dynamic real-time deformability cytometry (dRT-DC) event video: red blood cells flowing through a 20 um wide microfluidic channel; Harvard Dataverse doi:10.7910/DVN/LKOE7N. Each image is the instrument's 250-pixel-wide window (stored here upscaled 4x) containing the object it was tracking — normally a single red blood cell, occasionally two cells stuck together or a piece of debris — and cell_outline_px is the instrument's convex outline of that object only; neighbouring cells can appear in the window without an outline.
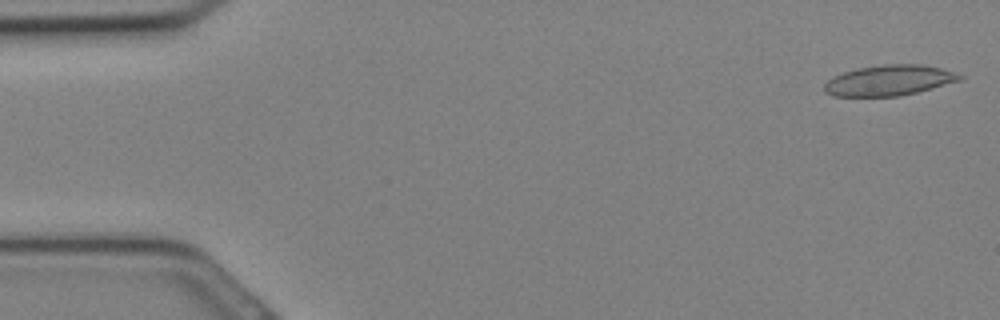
{"species": "Egyptian fruit bat (a non-hibernating species)", "species_latin": "Rousettus aegyptiacus", "temperature_condition": "cold", "stored_images_in_passage": 11, "camera_frame_rate_fps": 3000, "um_per_image_px": 0.085, "animal": {"sex": "female"}, "frame": {"image": 1, "passage_image": 1, "time_ms": 0.0, "image_size_px": [1000, 320], "cell_outline_px": [[964, 80], [900, 96], [832, 96], [824, 92], [824, 84], [832, 76], [856, 68], [884, 64], [924, 64], [940, 68], [964, 76]], "centroid_in_image_um": [75.57, 6.83], "position_along_channel_um": 9.4, "area_um2": 24.22}}
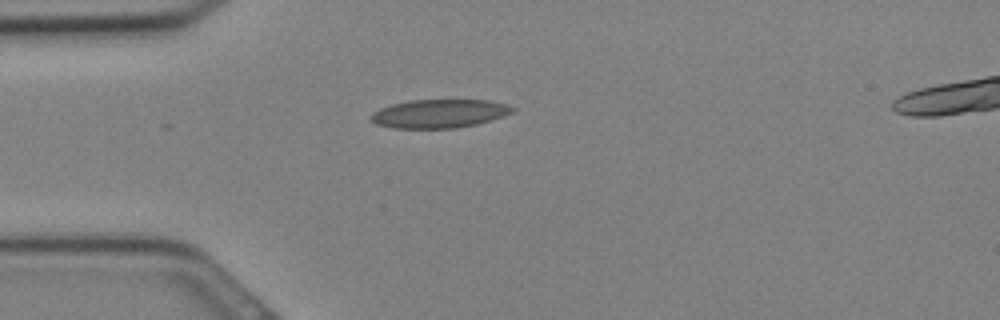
{"frame": {"image": 2, "passage_image": 8, "time_ms": 2.333, "image_size_px": [1000, 320], "cell_outline_px": [[516, 108], [512, 112], [504, 116], [492, 120], [476, 124], [456, 128], [392, 128], [376, 124], [368, 116], [372, 112], [380, 108], [392, 104], [412, 100], [488, 100], [508, 104]], "centroid_in_image_um": [37.34, 9.65], "position_along_channel_um": 47.7, "area_um2": 23.64}}
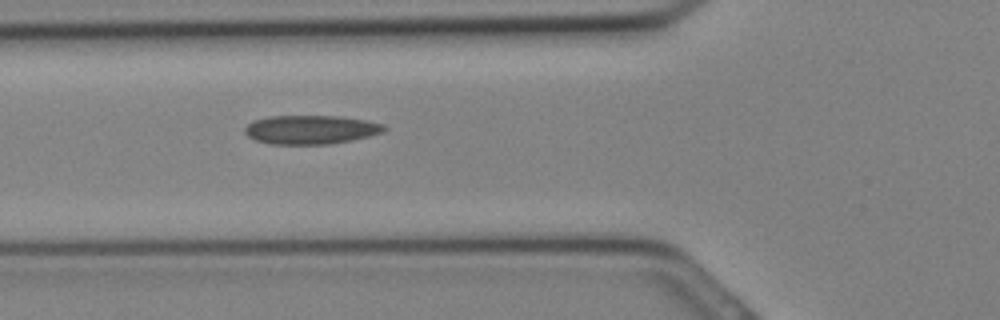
{"frame": {"image": 3, "passage_image": 11, "time_ms": 3.333, "image_size_px": [1000, 320], "cell_outline_px": [[388, 128], [384, 132], [352, 140], [328, 144], [272, 144], [256, 140], [248, 136], [244, 132], [244, 128], [252, 120], [268, 116], [336, 116], [364, 120], [384, 124]], "centroid_in_image_um": [26.4, 11.01], "position_along_channel_um": 99.4, "area_um2": 23.41}}